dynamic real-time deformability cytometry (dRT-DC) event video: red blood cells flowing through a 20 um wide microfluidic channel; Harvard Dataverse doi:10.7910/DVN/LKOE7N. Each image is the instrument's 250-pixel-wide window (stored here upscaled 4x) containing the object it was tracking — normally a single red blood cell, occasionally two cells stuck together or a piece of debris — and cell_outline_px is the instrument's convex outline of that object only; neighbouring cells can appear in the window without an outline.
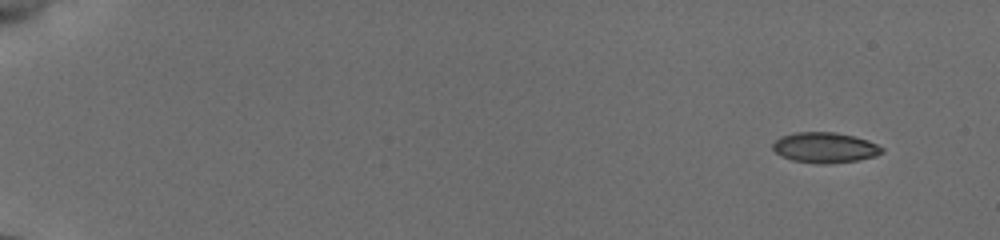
{"species": "common noctule bat (a hibernating species)", "species_latin": "Nyctalus noctula", "temperature_condition": "cold", "stored_images_in_passage": 43, "camera_frame_rate_fps": 3000, "um_per_image_px": 0.085, "animal": {"sex": "female", "body_mass_g": 19.5, "forearm_length_mm": 54.1}, "frame": {"image": 1, "passage_image": 1, "time_ms": 0.0, "image_size_px": [1000, 240], "cell_outline_px": [[884, 152], [876, 156], [856, 160], [824, 164], [820, 164], [792, 160], [776, 152], [772, 148], [772, 144], [780, 136], [796, 132], [836, 132], [868, 140], [884, 148]], "centroid_in_image_um": [70.12, 12.54], "position_along_channel_um": 14.9, "area_um2": 19.25}}
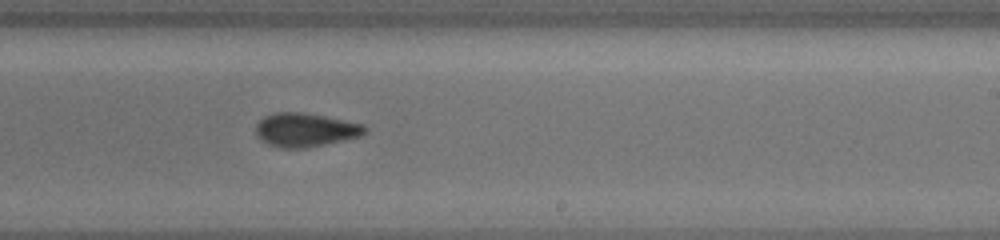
{"frame": {"image": 2, "passage_image": 22, "time_ms": 10.667, "image_size_px": [1000, 240], "cell_outline_px": [[368, 132], [360, 136], [344, 140], [308, 148], [280, 148], [268, 144], [260, 140], [256, 136], [256, 124], [264, 116], [276, 112], [304, 112], [364, 124], [368, 128]], "centroid_in_image_um": [25.96, 11.04], "position_along_channel_um": 263.0, "area_um2": 21.68}}
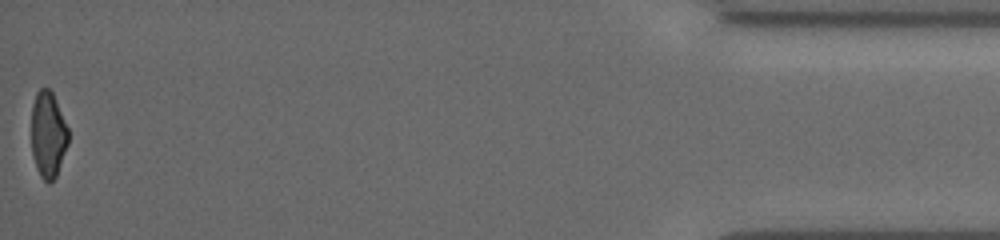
{"frame": {"image": 3, "passage_image": 43, "time_ms": 17.0, "image_size_px": [1000, 240], "cell_outline_px": [[68, 144], [56, 176], [48, 184], [40, 176], [36, 168], [32, 152], [32, 104], [36, 92], [40, 88], [48, 88], [52, 92], [68, 128]], "centroid_in_image_um": [4.08, 11.44], "position_along_channel_um": 431.1, "area_um2": 18.44}, "authors_computed_cell_mechanics": {"area_um2": 20.3456, "velocity_mm_per_s": 3.8791, "shape_relaxation_time_tau1_ms": 3.2664, "shape_relaxation_time_tau2_ms": 2.1512, "deformation_change_tau1": 0.1138, "deformation_change_tau2": 0.0556}}